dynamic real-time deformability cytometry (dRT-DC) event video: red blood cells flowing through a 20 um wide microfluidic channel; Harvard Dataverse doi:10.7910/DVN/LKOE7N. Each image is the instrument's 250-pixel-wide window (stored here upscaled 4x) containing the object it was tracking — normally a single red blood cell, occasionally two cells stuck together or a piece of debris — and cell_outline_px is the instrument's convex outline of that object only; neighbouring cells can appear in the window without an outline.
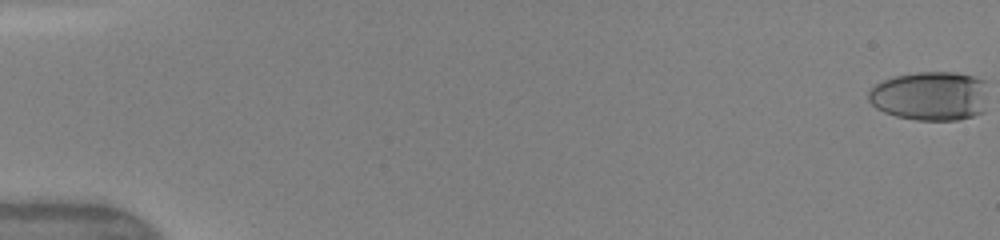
{"species": "human", "species_latin": "Homo sapiens", "temperature_condition": "warm", "stored_images_in_passage": 50, "camera_frame_rate_fps": 3000, "um_per_image_px": 0.085, "donor": {"sex": "female"}, "frame": {"image": 1, "passage_image": 1, "time_ms": 0.0, "image_size_px": [1000, 240], "cell_outline_px": [[984, 112], [972, 116], [956, 120], [916, 120], [896, 116], [884, 112], [876, 108], [868, 100], [868, 92], [876, 84], [884, 80], [896, 76], [916, 72], [956, 72], [972, 76], [984, 80]], "centroid_in_image_um": [79.04, 8.16], "position_along_channel_um": 6.0, "area_um2": 34.1}}
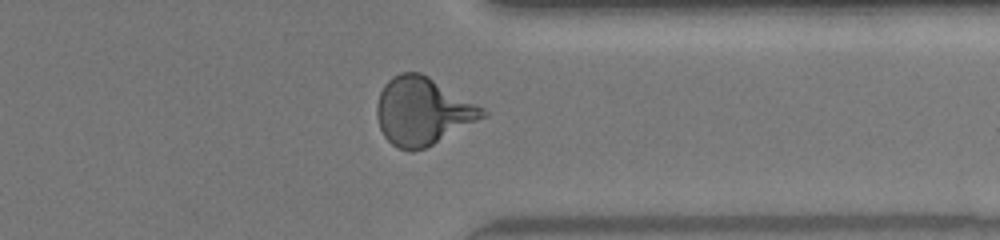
{"frame": {"image": 2, "passage_image": 40, "time_ms": 13.0, "image_size_px": [1000, 240], "cell_outline_px": [[488, 116], [424, 148], [412, 152], [408, 152], [392, 144], [384, 136], [380, 128], [376, 116], [376, 104], [380, 92], [384, 84], [392, 76], [400, 72], [420, 72], [428, 76], [484, 108], [488, 112]], "centroid_in_image_um": [35.9, 9.45], "position_along_channel_um": 375.5, "area_um2": 41.62}}
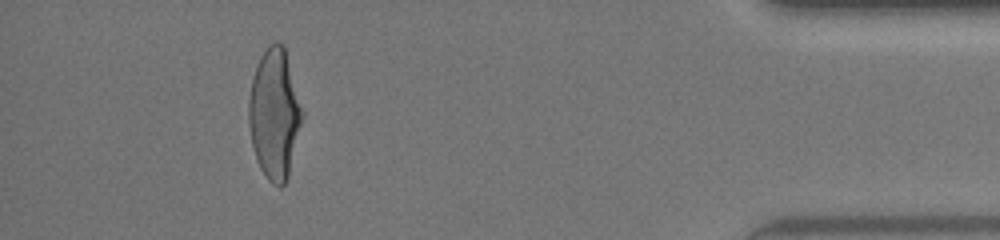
{"frame": {"image": 3, "passage_image": 46, "time_ms": 15.0, "image_size_px": [1000, 240], "cell_outline_px": [[304, 116], [288, 176], [284, 184], [280, 188], [272, 184], [268, 180], [260, 168], [252, 148], [248, 124], [248, 100], [252, 80], [256, 64], [260, 56], [268, 44], [276, 40], [284, 44], [304, 112]], "centroid_in_image_um": [23.33, 9.66], "position_along_channel_um": 411.9, "area_um2": 41.15}, "authors_computed_cell_mechanics": {"area_um2": 39.2462, "velocity_mm_per_s": 4.2172, "shape_relaxation_time_tau1_ms": 4.3192, "shape_relaxation_time_tau2_ms": 0.7667, "deformation_change_tau1": 0.221, "deformation_change_tau2": 0.0876}}